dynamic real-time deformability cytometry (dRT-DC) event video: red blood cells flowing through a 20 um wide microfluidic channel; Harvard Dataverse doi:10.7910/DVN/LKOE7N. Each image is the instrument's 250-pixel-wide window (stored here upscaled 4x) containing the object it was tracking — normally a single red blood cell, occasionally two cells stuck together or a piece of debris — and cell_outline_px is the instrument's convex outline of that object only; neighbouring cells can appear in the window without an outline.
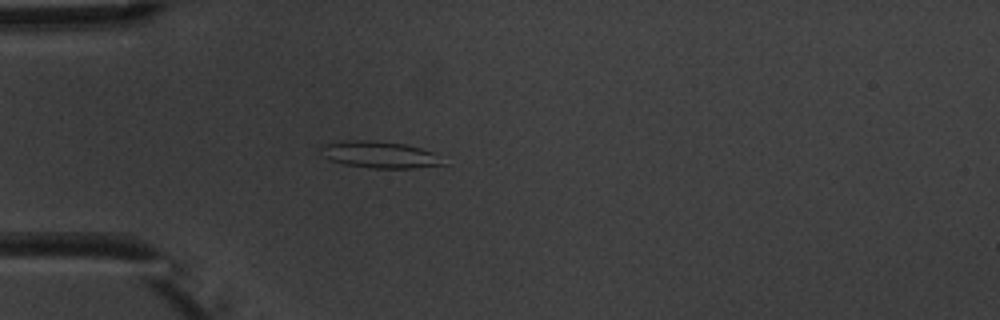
{"species": "common noctule bat (a hibernating species)", "species_latin": "Nyctalus noctula", "temperature_condition": "warm", "stored_images_in_passage": 4, "camera_frame_rate_fps": 3000, "um_per_image_px": 0.085, "animal": {"sex": "male", "body_mass_g": 20.1, "forearm_length_mm": 53.5}, "frame": {"image": 1, "passage_image": 4, "time_ms": 3.667, "image_size_px": [1000, 320], "cell_outline_px": [[448, 164], [412, 168], [372, 168], [344, 164], [332, 160], [324, 156], [320, 148], [320, 144], [340, 140], [372, 140], [404, 144], [420, 148], [432, 152]], "centroid_in_image_um": [32.23, 13.13], "position_along_channel_um": 52.8, "area_um2": 19.02}}